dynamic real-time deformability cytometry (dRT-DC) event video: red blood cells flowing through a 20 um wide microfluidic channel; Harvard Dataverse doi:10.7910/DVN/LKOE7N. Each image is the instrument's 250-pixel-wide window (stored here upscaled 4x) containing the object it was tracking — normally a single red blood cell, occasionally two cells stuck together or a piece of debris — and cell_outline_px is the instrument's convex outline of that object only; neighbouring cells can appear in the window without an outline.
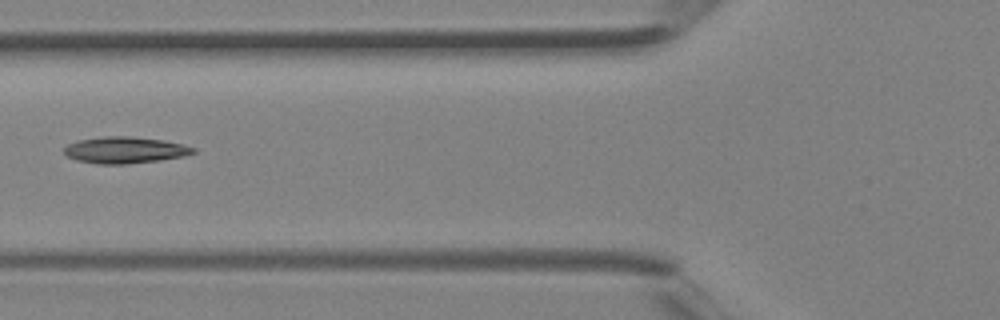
{"species": "Egyptian fruit bat (a non-hibernating species)", "species_latin": "Rousettus aegyptiacus", "temperature_condition": "room temperature", "stored_images_in_passage": 10, "camera_frame_rate_fps": 3000, "um_per_image_px": 0.085, "animal": {"sex": "female"}, "frame": {"image": 1, "passage_image": 4, "time_ms": 1.0, "image_size_px": [1000, 320], "cell_outline_px": [[196, 152], [184, 156], [160, 160], [124, 164], [100, 164], [76, 160], [68, 156], [64, 152], [64, 148], [68, 144], [80, 140], [104, 136], [128, 136], [164, 140], [196, 148]], "centroid_in_image_um": [10.63, 12.75], "position_along_channel_um": 115.2, "area_um2": 19.77}}
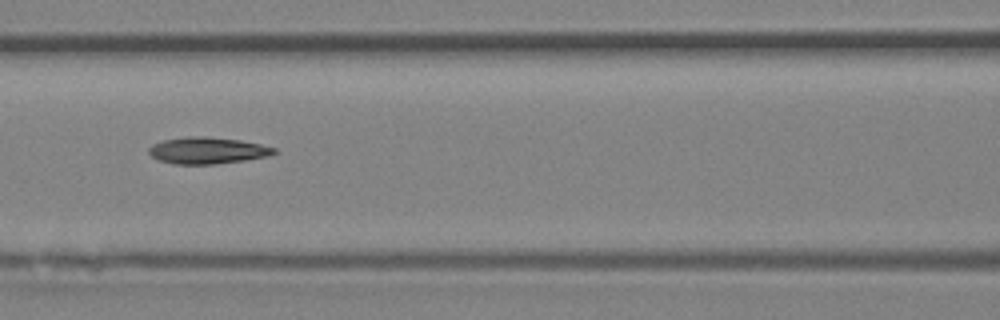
{"frame": {"image": 2, "passage_image": 6, "time_ms": 1.667, "image_size_px": [1000, 320], "cell_outline_px": [[280, 152], [268, 156], [244, 160], [216, 164], [176, 164], [160, 160], [152, 156], [148, 152], [148, 148], [152, 144], [164, 140], [188, 136], [204, 136], [240, 140], [260, 144], [276, 148]], "centroid_in_image_um": [17.66, 12.79], "position_along_channel_um": 148.9, "area_um2": 19.42}}